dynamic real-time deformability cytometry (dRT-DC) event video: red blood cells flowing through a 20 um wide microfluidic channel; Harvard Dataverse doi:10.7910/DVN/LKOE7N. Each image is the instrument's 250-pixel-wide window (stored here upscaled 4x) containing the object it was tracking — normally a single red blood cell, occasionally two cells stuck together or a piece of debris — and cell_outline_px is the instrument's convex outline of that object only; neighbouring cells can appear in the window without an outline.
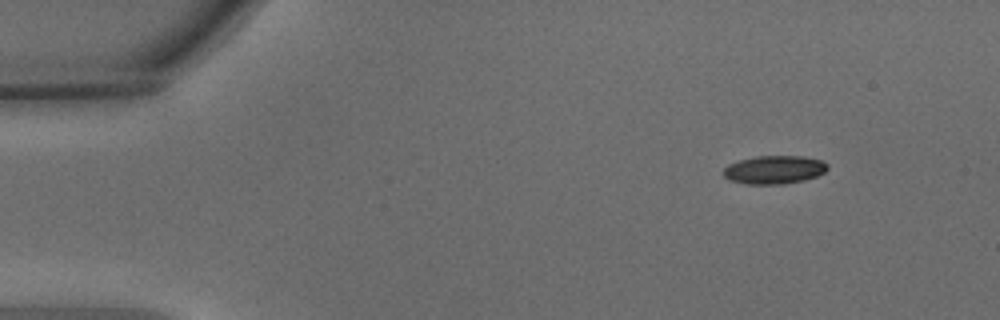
{"species": "common noctule bat (a hibernating species)", "species_latin": "Nyctalus noctula", "temperature_condition": "warm", "stored_images_in_passage": 50, "camera_frame_rate_fps": 3000, "um_per_image_px": 0.085, "animal": {"sex": "male", "body_mass_g": 15.6}, "frame": {"image": 1, "passage_image": 1, "time_ms": 0.0, "image_size_px": [1000, 320], "cell_outline_px": [[828, 168], [824, 172], [816, 176], [804, 180], [784, 184], [744, 184], [728, 180], [724, 176], [724, 168], [728, 164], [740, 160], [756, 156], [804, 156], [820, 160], [828, 164]], "centroid_in_image_um": [65.79, 14.43], "position_along_channel_um": 19.2, "area_um2": 17.22}}
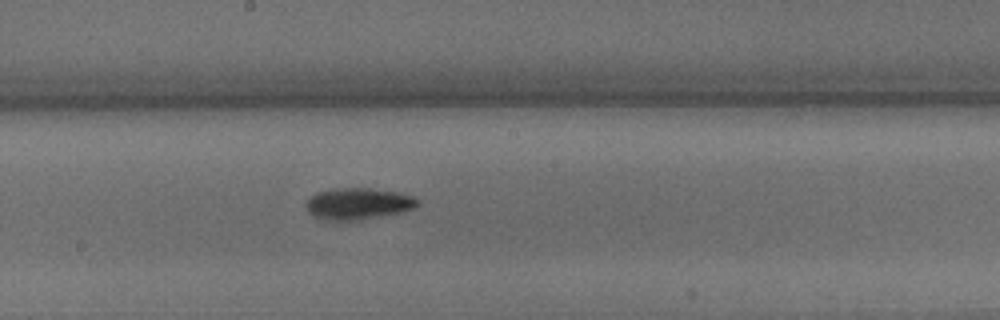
{"frame": {"image": 2, "passage_image": 25, "time_ms": 8.0, "image_size_px": [1000, 320], "cell_outline_px": [[420, 204], [412, 208], [400, 212], [356, 220], [328, 220], [316, 216], [308, 212], [304, 204], [308, 196], [316, 192], [336, 188], [368, 188], [396, 192], [412, 196], [420, 200]], "centroid_in_image_um": [30.39, 17.29], "position_along_channel_um": 217.8, "area_um2": 20.35}}
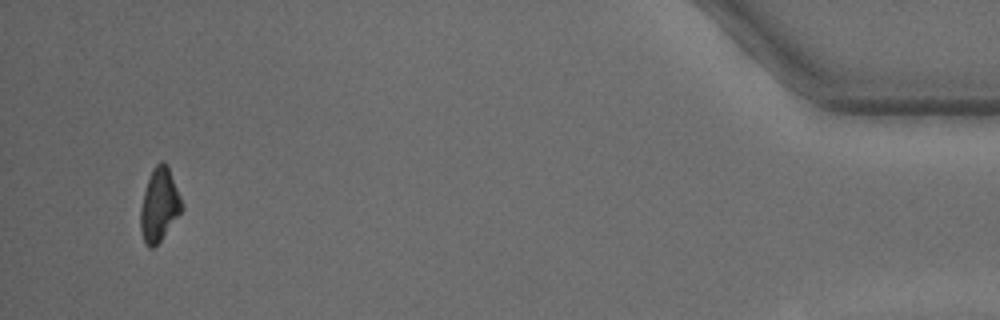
{"frame": {"image": 3, "passage_image": 48, "time_ms": 15.667, "image_size_px": [1000, 320], "cell_outline_px": [[184, 208], [160, 240], [152, 248], [148, 248], [144, 244], [140, 228], [140, 208], [144, 192], [152, 168], [160, 160], [164, 160], [168, 164], [184, 204]], "centroid_in_image_um": [13.55, 17.38], "position_along_channel_um": 421.7, "area_um2": 17.8}, "authors_computed_cell_mechanics": {"area_um2": 18.4093, "velocity_mm_per_s": 3.6547, "shape_relaxation_time_tau1_ms": 2.904, "shape_relaxation_time_tau2_ms": null, "deformation_change_tau1": 0.1393, "deformation_change_tau2": null}}